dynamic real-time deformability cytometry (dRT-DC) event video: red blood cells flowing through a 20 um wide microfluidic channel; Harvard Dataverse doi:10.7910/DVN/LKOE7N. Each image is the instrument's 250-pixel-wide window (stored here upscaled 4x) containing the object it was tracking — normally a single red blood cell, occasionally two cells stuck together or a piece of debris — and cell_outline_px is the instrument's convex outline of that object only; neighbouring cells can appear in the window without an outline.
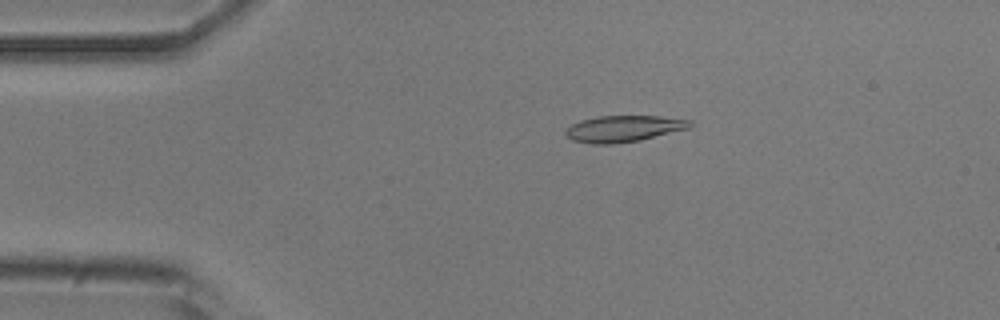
{"species": "common noctule bat (a hibernating species)", "species_latin": "Nyctalus noctula", "temperature_condition": "room temperature", "stored_images_in_passage": 52, "camera_frame_rate_fps": 3000, "um_per_image_px": 0.085, "animal": {"sex": "male", "body_mass_g": 20.5, "forearm_length_mm": 52.5}, "frame": {"image": 1, "passage_image": 10, "time_ms": 3.0, "image_size_px": [1000, 320], "cell_outline_px": [[692, 124], [688, 128], [640, 140], [612, 144], [592, 144], [572, 140], [564, 132], [572, 124], [580, 120], [600, 116], [660, 116], [692, 120]], "centroid_in_image_um": [53.0, 10.93], "position_along_channel_um": 32.0, "area_um2": 18.96}}
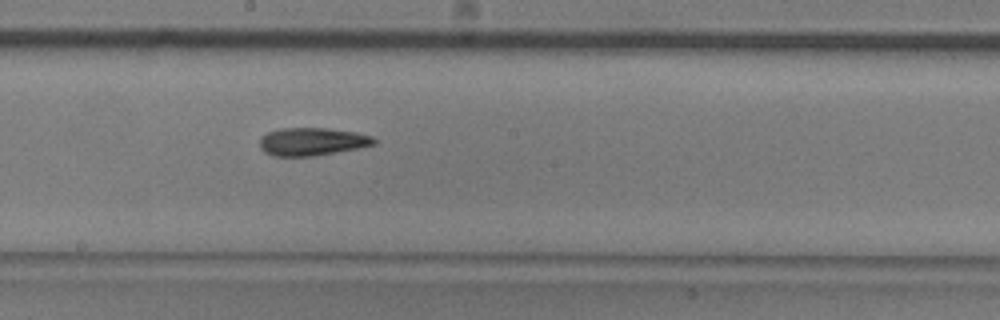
{"frame": {"image": 2, "passage_image": 28, "time_ms": 9.0, "image_size_px": [1000, 320], "cell_outline_px": [[376, 144], [316, 156], [272, 156], [264, 152], [260, 148], [260, 136], [268, 132], [280, 128], [328, 128], [356, 132], [372, 136], [376, 140]], "centroid_in_image_um": [26.5, 12.03], "position_along_channel_um": 221.7, "area_um2": 18.67}}
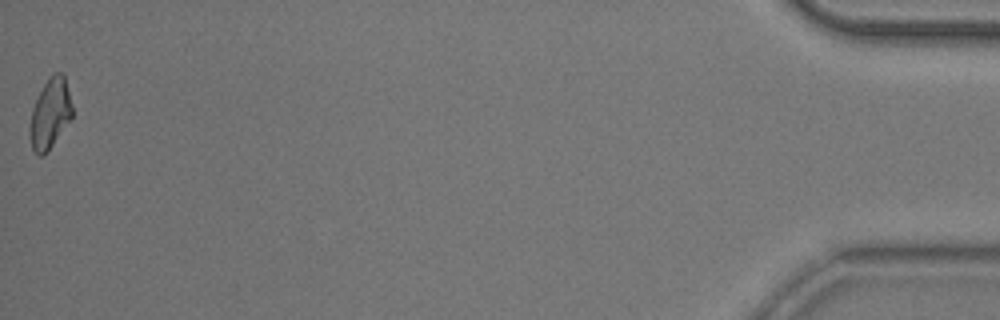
{"frame": {"image": 3, "passage_image": 52, "time_ms": 17.0, "image_size_px": [1000, 320], "cell_outline_px": [[72, 116], [48, 152], [40, 156], [32, 148], [28, 132], [32, 108], [48, 76], [52, 72], [60, 72], [64, 76], [72, 108]], "centroid_in_image_um": [4.23, 9.66], "position_along_channel_um": 431.0, "area_um2": 17.11}, "authors_computed_cell_mechanics": {"area_um2": 18.5249, "velocity_mm_per_s": 3.8707, "shape_relaxation_time_tau1_ms": 10.5355, "shape_relaxation_time_tau2_ms": 7.3779, "deformation_change_tau1": 0.2333, "deformation_change_tau2": 0.1642}}